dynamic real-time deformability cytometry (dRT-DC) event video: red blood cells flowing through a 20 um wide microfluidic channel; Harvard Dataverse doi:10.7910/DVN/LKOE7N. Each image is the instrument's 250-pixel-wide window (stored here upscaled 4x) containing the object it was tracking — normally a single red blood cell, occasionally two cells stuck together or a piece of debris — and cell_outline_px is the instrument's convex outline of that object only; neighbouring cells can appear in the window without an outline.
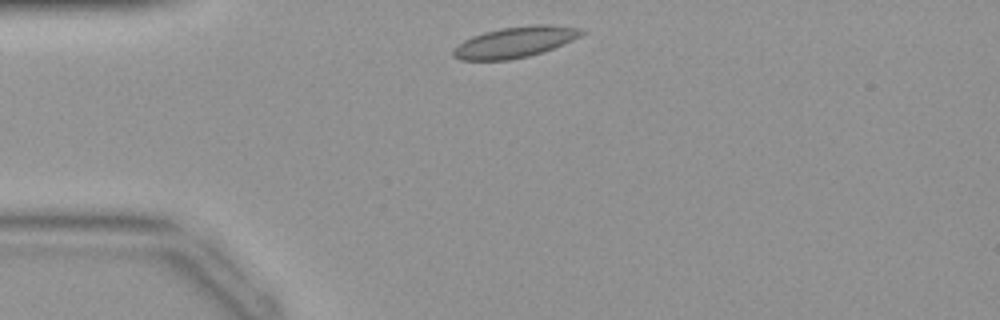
{"species": "common noctule bat (a hibernating species)", "species_latin": "Nyctalus noctula", "temperature_condition": "warm", "stored_images_in_passage": 35, "camera_frame_rate_fps": 3000, "um_per_image_px": 0.085, "animal": {"sex": "female", "body_mass_g": 19.9}, "frame": {"image": 1, "passage_image": 2, "time_ms": 0.333, "image_size_px": [1000, 320], "cell_outline_px": [[584, 32], [580, 36], [572, 40], [552, 48], [528, 56], [508, 60], [460, 60], [452, 56], [452, 48], [464, 40], [472, 36], [484, 32], [500, 28], [532, 24], [548, 24], [580, 28]], "centroid_in_image_um": [43.72, 3.57], "position_along_channel_um": 41.3, "area_um2": 23.0}}
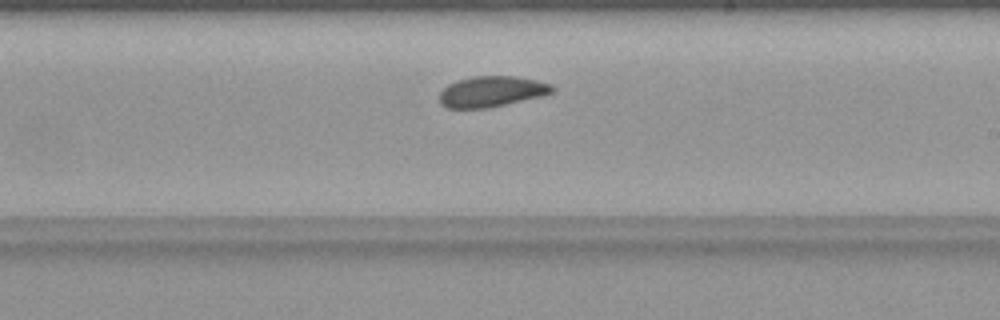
{"frame": {"image": 2, "passage_image": 17, "time_ms": 5.333, "image_size_px": [1000, 320], "cell_outline_px": [[556, 92], [544, 96], [488, 108], [444, 108], [440, 104], [440, 92], [448, 84], [456, 80], [472, 76], [516, 76], [536, 80], [552, 84], [556, 88]], "centroid_in_image_um": [41.83, 7.78], "position_along_channel_um": 247.2, "area_um2": 20.58}}
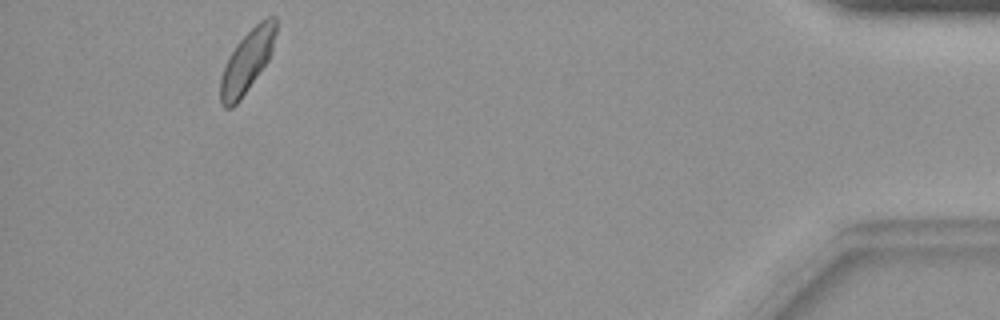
{"frame": {"image": 3, "passage_image": 32, "time_ms": 10.333, "image_size_px": [1000, 320], "cell_outline_px": [[276, 32], [272, 52], [268, 60], [240, 100], [232, 108], [224, 108], [220, 104], [220, 80], [228, 56], [236, 44], [260, 20], [268, 16], [276, 16]], "centroid_in_image_um": [20.99, 5.22], "position_along_channel_um": 414.2, "area_um2": 20.0}}